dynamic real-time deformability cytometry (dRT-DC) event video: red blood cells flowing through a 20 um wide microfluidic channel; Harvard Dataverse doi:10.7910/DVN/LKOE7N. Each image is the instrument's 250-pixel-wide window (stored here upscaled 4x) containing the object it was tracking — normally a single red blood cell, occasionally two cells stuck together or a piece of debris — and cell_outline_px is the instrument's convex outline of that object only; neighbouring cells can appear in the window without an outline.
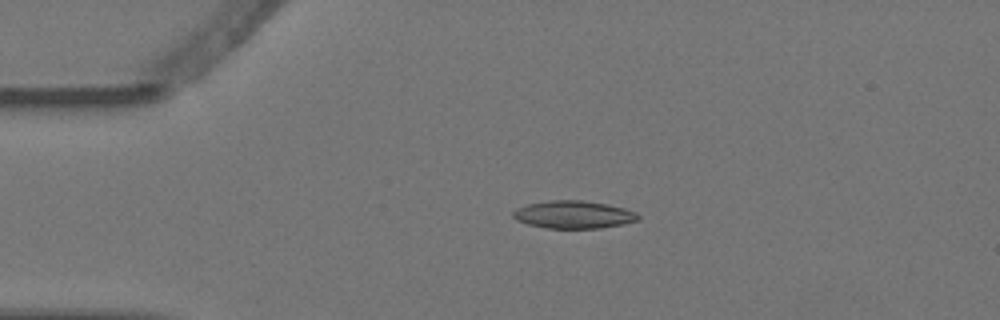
{"species": "Egyptian fruit bat (a non-hibernating species)", "species_latin": "Rousettus aegyptiacus", "temperature_condition": "warm", "stored_images_in_passage": 4, "camera_frame_rate_fps": 3000, "um_per_image_px": 0.085, "animal": {"sex": "female"}, "frame": {"image": 1, "passage_image": 2, "time_ms": 0.333, "image_size_px": [1000, 320], "cell_outline_px": [[640, 220], [624, 224], [600, 228], [548, 228], [528, 224], [516, 220], [512, 216], [512, 212], [516, 208], [528, 204], [548, 200], [584, 200], [608, 204], [624, 208], [636, 212], [640, 216]], "centroid_in_image_um": [48.77, 18.23], "position_along_channel_um": 36.2, "area_um2": 20.35}}
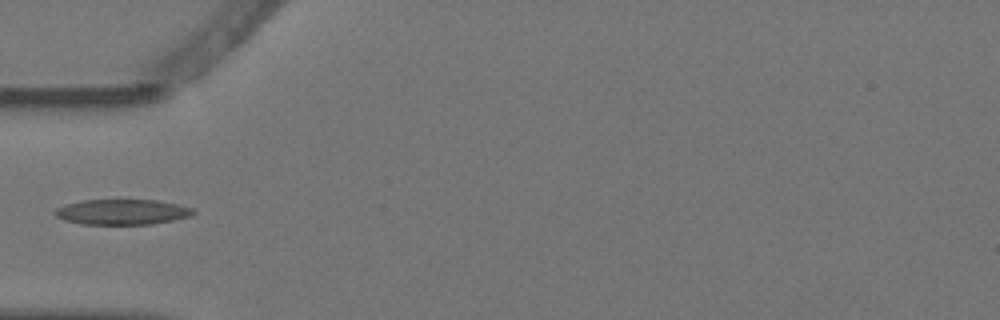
{"frame": {"image": 2, "passage_image": 3, "time_ms": 0.667, "image_size_px": [1000, 320], "cell_outline_px": [[196, 212], [188, 216], [172, 220], [152, 224], [80, 224], [64, 220], [56, 216], [52, 212], [56, 208], [64, 204], [80, 200], [156, 200], [176, 204], [192, 208]], "centroid_in_image_um": [10.31, 18.01], "position_along_channel_um": 74.7, "area_um2": 20.4}}